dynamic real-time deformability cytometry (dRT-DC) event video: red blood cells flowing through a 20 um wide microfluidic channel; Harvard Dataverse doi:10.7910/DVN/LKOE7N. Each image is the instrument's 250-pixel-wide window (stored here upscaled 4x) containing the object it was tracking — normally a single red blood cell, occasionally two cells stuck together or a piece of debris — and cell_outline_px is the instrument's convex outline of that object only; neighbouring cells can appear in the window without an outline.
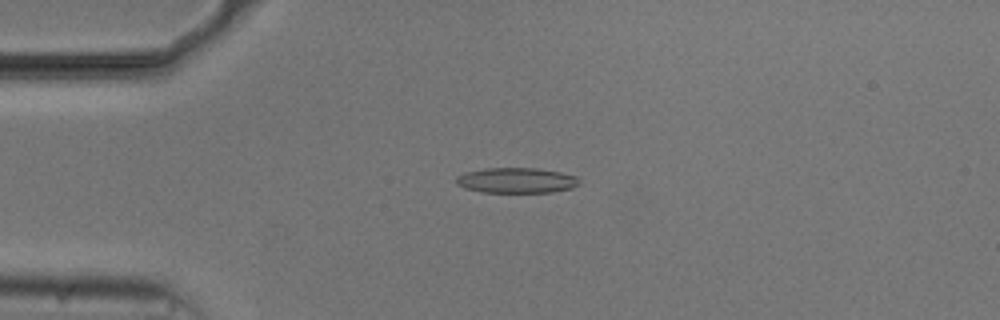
{"species": "common noctule bat (a hibernating species)", "species_latin": "Nyctalus noctula", "temperature_condition": "cold", "stored_images_in_passage": 54, "camera_frame_rate_fps": 3000, "um_per_image_px": 0.085, "animal": {"sex": "male", "body_mass_g": 20.5, "forearm_length_mm": 52.5}, "frame": {"image": 1, "passage_image": 13, "time_ms": 4.0, "image_size_px": [1000, 320], "cell_outline_px": [[580, 184], [572, 188], [552, 192], [480, 192], [464, 188], [456, 184], [456, 176], [464, 172], [484, 168], [536, 168], [560, 172], [576, 176], [580, 180]], "centroid_in_image_um": [43.88, 15.33], "position_along_channel_um": 41.1, "area_um2": 18.32}}
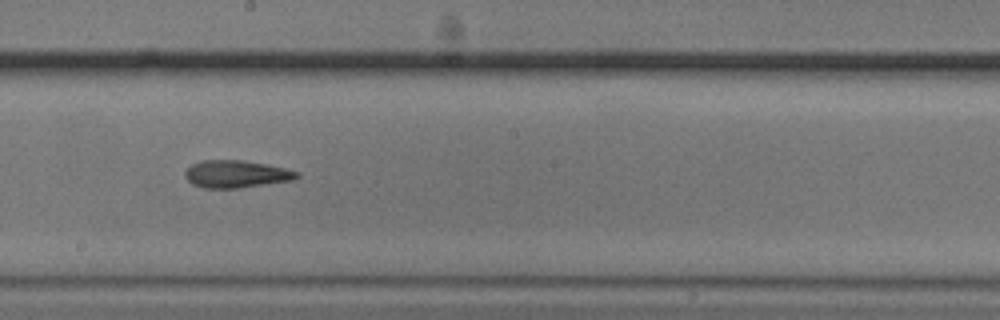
{"frame": {"image": 2, "passage_image": 30, "time_ms": 9.667, "image_size_px": [1000, 320], "cell_outline_px": [[300, 176], [292, 180], [240, 188], [204, 188], [192, 184], [184, 176], [184, 172], [192, 164], [200, 160], [240, 160], [264, 164], [284, 168], [300, 172]], "centroid_in_image_um": [20.05, 14.8], "position_along_channel_um": 228.1, "area_um2": 17.8}}
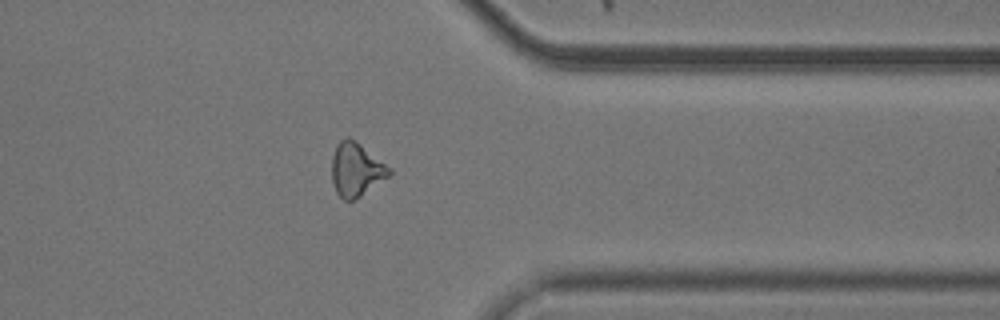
{"frame": {"image": 3, "passage_image": 43, "time_ms": 14.0, "image_size_px": [1000, 320], "cell_outline_px": [[392, 172], [388, 176], [356, 200], [344, 200], [336, 192], [332, 180], [332, 156], [336, 144], [340, 140], [348, 136], [360, 144], [392, 168]], "centroid_in_image_um": [30.27, 14.41], "position_along_channel_um": 381.1, "area_um2": 17.92}, "authors_computed_cell_mechanics": {"area_um2": 18.0047, "velocity_mm_per_s": 3.7206, "shape_relaxation_time_tau1_ms": null, "shape_relaxation_time_tau2_ms": 2.5083, "deformation_change_tau1": null, "deformation_change_tau2": 0.1088}}